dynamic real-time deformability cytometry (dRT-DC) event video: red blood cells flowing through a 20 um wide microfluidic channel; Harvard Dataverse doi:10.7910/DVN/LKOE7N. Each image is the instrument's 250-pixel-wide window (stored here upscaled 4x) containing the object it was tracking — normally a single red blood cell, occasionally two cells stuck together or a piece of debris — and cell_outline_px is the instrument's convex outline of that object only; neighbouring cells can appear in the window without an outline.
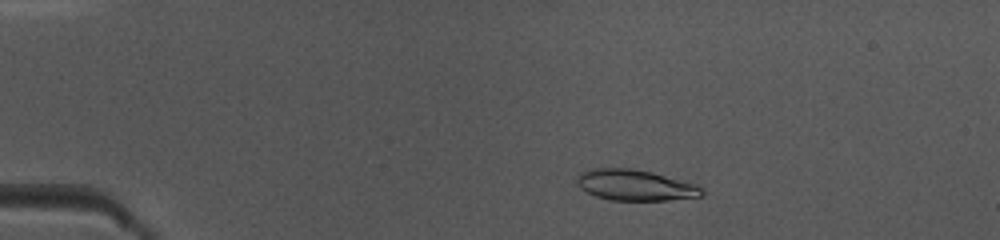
{"species": "common noctule bat (a hibernating species)", "species_latin": "Nyctalus noctula", "temperature_condition": "warm", "stored_images_in_passage": 50, "camera_frame_rate_fps": 3000, "um_per_image_px": 0.085, "animal": {"sex": "female", "body_mass_g": 10.0, "forearm_length_mm": 53.1}, "frame": {"image": 1, "passage_image": 10, "time_ms": 3.0, "image_size_px": [1000, 240], "cell_outline_px": [[704, 196], [668, 200], [608, 200], [596, 196], [580, 188], [576, 184], [576, 176], [580, 172], [592, 168], [632, 168], [652, 172], [696, 184], [704, 188]], "centroid_in_image_um": [53.98, 15.73], "position_along_channel_um": 31.0, "area_um2": 22.72}}
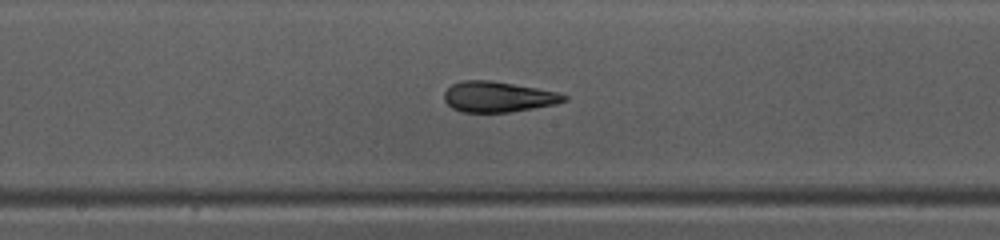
{"frame": {"image": 2, "passage_image": 27, "time_ms": 8.667, "image_size_px": [1000, 240], "cell_outline_px": [[568, 100], [556, 104], [508, 112], [464, 112], [452, 108], [444, 100], [444, 92], [452, 84], [460, 80], [492, 80], [560, 92], [568, 96]], "centroid_in_image_um": [42.35, 8.21], "position_along_channel_um": 205.9, "area_um2": 21.44}}
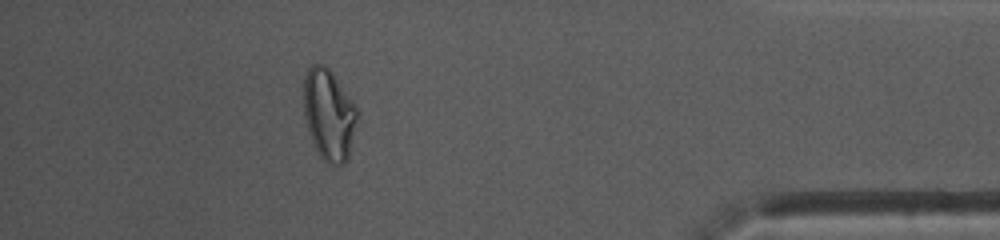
{"frame": {"image": 3, "passage_image": 45, "time_ms": 14.667, "image_size_px": [1000, 240], "cell_outline_px": [[360, 112], [348, 160], [344, 164], [328, 164], [320, 156], [312, 144], [308, 132], [304, 116], [304, 76], [308, 68], [312, 64], [324, 64], [332, 72], [356, 104]], "centroid_in_image_um": [27.98, 9.75], "position_along_channel_um": 407.2, "area_um2": 29.07}, "authors_computed_cell_mechanics": {"area_um2": 22.4264, "velocity_mm_per_s": 4.0244, "shape_relaxation_time_tau1_ms": 3.337, "shape_relaxation_time_tau2_ms": 1.4691, "deformation_change_tau1": 0.1639, "deformation_change_tau2": 0.0877}}